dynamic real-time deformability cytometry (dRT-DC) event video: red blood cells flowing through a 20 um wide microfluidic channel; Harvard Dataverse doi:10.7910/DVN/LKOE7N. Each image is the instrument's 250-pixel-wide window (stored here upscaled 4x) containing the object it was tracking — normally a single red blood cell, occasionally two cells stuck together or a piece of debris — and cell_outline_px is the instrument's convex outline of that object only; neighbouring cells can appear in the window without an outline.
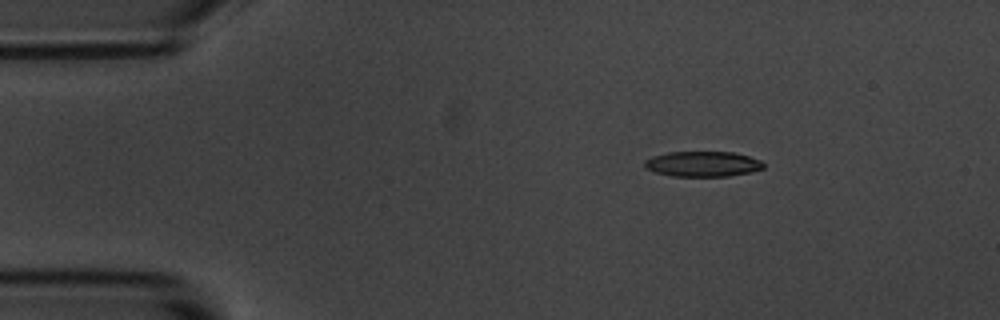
{"species": "common noctule bat (a hibernating species)", "species_latin": "Nyctalus noctula", "temperature_condition": "room temperature", "stored_images_in_passage": 3, "camera_frame_rate_fps": 3000, "um_per_image_px": 0.085, "animal": {"sex": "male", "body_mass_g": 20.1, "forearm_length_mm": 53.5}, "frame": {"image": 1, "passage_image": 2, "time_ms": 0.333, "image_size_px": [1000, 320], "cell_outline_px": [[764, 168], [752, 172], [728, 176], [672, 176], [656, 172], [644, 168], [644, 160], [652, 156], [668, 152], [732, 152], [748, 156], [760, 160], [764, 164]], "centroid_in_image_um": [59.72, 13.94], "position_along_channel_um": 25.3, "area_um2": 17.57}}